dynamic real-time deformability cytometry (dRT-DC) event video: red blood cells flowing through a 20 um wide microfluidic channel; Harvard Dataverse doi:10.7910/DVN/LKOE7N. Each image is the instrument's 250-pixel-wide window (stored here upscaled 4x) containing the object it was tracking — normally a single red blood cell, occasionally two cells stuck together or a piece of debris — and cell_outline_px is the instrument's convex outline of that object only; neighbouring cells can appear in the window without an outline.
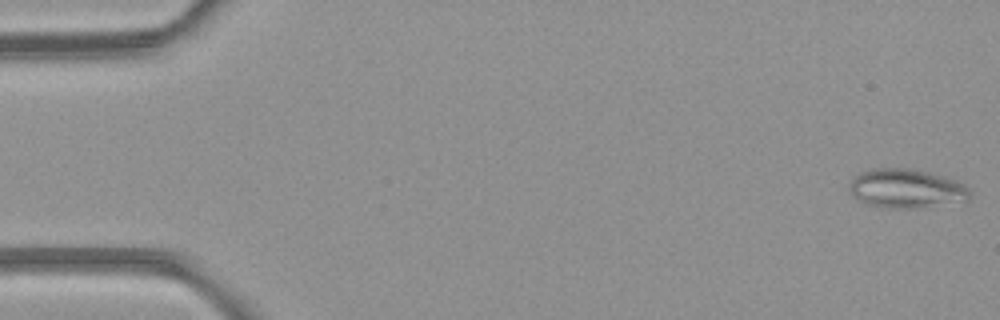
{"species": "common noctule bat (a hibernating species)", "species_latin": "Nyctalus noctula", "temperature_condition": "room temperature", "stored_images_in_passage": 4, "camera_frame_rate_fps": 3000, "um_per_image_px": 0.085, "animal": {"sex": "female", "body_mass_g": 21.9}, "frame": {"image": 1, "passage_image": 1, "time_ms": 0.0, "image_size_px": [1000, 320], "cell_outline_px": [[968, 200], [912, 208], [888, 208], [868, 204], [860, 200], [848, 188], [852, 180], [860, 172], [876, 168], [908, 168], [932, 172], [956, 180], [964, 184], [968, 188]], "centroid_in_image_um": [77.04, 16.0], "position_along_channel_um": 8.0, "area_um2": 26.99}}